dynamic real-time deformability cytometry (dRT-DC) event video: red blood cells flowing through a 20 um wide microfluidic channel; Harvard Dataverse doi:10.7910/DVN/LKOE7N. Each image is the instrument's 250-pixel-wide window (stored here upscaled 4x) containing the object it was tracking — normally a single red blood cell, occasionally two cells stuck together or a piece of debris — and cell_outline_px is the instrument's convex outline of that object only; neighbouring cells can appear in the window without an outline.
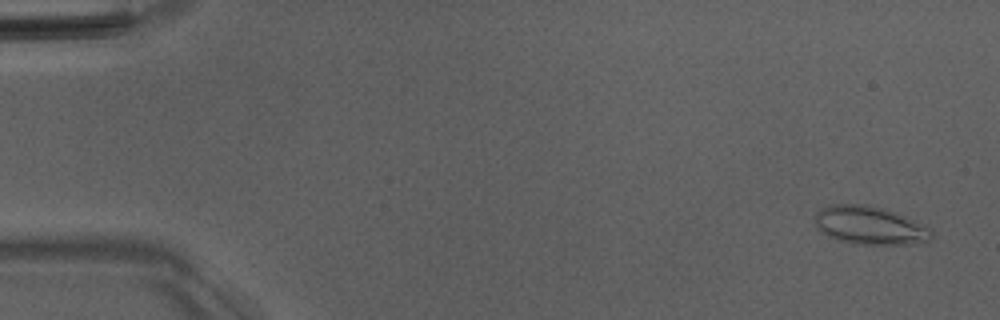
{"species": "Egyptian fruit bat (a non-hibernating species)", "species_latin": "Rousettus aegyptiacus", "temperature_condition": "room temperature", "stored_images_in_passage": 17, "camera_frame_rate_fps": 3000, "um_per_image_px": 0.085, "animal": {"sex": "male"}, "frame": {"image": 1, "passage_image": 3, "time_ms": 0.667, "image_size_px": [1000, 320], "cell_outline_px": [[932, 236], [928, 240], [916, 244], [856, 244], [836, 240], [828, 236], [816, 224], [816, 212], [820, 208], [828, 204], [868, 204], [884, 208], [896, 212], [928, 224], [932, 228]], "centroid_in_image_um": [74.0, 19.14], "position_along_channel_um": 11.0, "area_um2": 26.41}}